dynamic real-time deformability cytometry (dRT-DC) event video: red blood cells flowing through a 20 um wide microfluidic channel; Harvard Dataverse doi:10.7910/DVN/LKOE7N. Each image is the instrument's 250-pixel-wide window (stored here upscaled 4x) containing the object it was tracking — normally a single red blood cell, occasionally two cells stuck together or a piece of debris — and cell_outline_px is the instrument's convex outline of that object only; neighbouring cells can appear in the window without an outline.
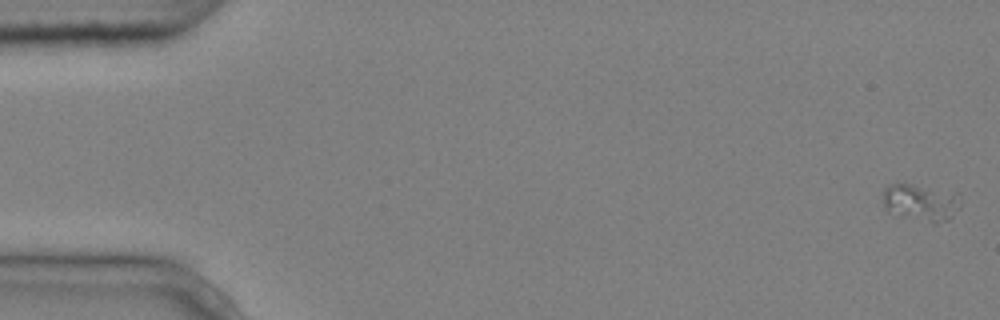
{"species": "common noctule bat (a hibernating species)", "species_latin": "Nyctalus noctula", "temperature_condition": "cold", "stored_images_in_passage": 6, "segment_of_instrument_passage": [1, 2], "camera_frame_rate_fps": 3000, "um_per_image_px": 0.085, "animal": {"sex": "male", "body_mass_g": 20.4}, "frame": {"image": 1, "passage_image": 1, "time_ms": 0.0, "image_size_px": [1000, 320], "cell_outline_px": [[956, 192], [952, 216], [948, 220], [936, 224], [932, 224], [900, 216], [884, 208], [884, 188], [888, 184], [912, 184]], "centroid_in_image_um": [78.17, 17.22], "position_along_channel_um": 6.8, "area_um2": 16.24}}
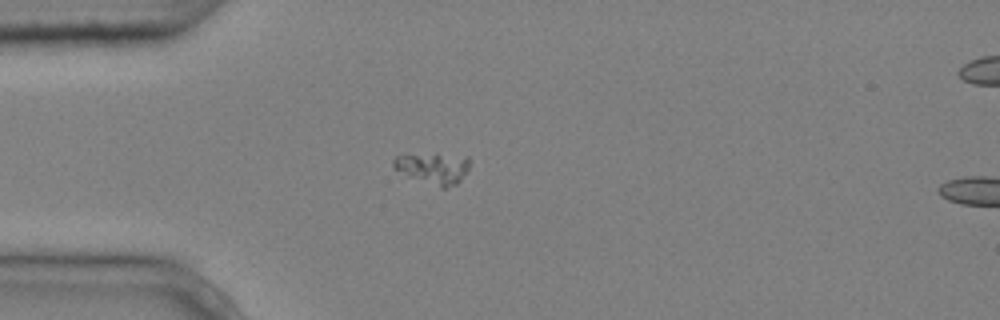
{"frame": {"image": 2, "passage_image": 5, "time_ms": 1.333, "image_size_px": [1000, 320], "cell_outline_px": [[468, 168], [460, 180], [456, 184], [444, 188], [440, 188], [396, 168], [392, 164], [392, 160], [396, 156], [468, 156]], "centroid_in_image_um": [36.89, 14.32], "position_along_channel_um": 48.1, "area_um2": 12.54}}